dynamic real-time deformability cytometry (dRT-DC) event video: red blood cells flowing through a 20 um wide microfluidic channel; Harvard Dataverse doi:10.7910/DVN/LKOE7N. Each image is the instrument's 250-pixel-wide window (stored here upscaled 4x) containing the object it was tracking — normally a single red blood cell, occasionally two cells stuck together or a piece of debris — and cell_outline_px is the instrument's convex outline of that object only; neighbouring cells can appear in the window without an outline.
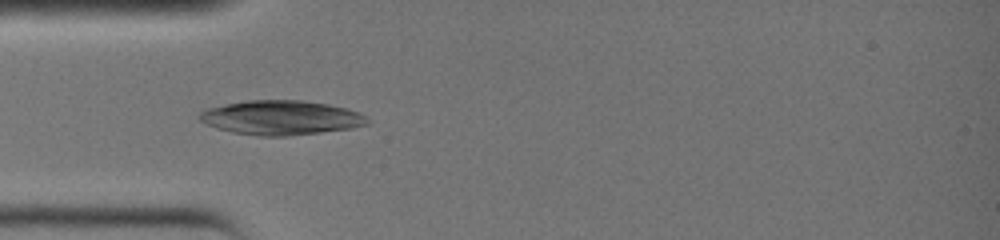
{"species": "common noctule bat (a hibernating species)", "species_latin": "Nyctalus noctula", "temperature_condition": "warm", "stored_images_in_passage": 3, "camera_frame_rate_fps": 3000, "um_per_image_px": 0.085, "animal": {"sex": "female", "body_mass_g": 19.0, "forearm_length_mm": 51.5}, "frame": {"image": 1, "passage_image": 1, "time_ms": 0.0, "image_size_px": [1000, 240], "cell_outline_px": [[368, 124], [352, 128], [288, 136], [256, 136], [232, 132], [216, 128], [200, 120], [200, 112], [208, 108], [248, 100], [300, 100], [328, 104], [344, 108], [356, 112], [364, 116]], "centroid_in_image_um": [23.86, 10.01], "position_along_channel_um": 61.1, "area_um2": 33.18}}
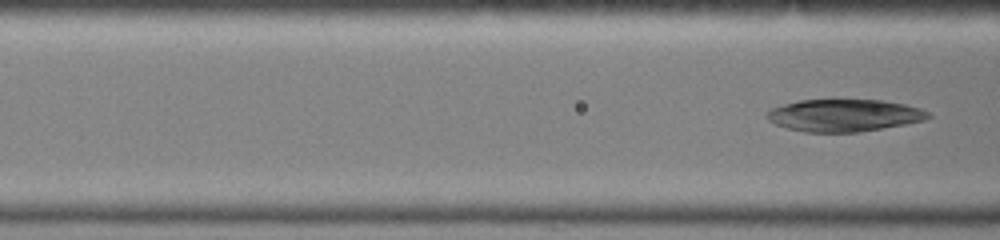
{"frame": {"image": 2, "passage_image": 3, "time_ms": 0.667, "image_size_px": [1000, 240], "cell_outline_px": [[932, 116], [924, 120], [904, 124], [860, 132], [804, 132], [788, 128], [776, 124], [768, 120], [768, 112], [772, 108], [784, 104], [800, 100], [880, 100], [904, 104], [920, 108], [928, 112]], "centroid_in_image_um": [71.76, 9.81], "position_along_channel_um": 94.8, "area_um2": 30.0}}